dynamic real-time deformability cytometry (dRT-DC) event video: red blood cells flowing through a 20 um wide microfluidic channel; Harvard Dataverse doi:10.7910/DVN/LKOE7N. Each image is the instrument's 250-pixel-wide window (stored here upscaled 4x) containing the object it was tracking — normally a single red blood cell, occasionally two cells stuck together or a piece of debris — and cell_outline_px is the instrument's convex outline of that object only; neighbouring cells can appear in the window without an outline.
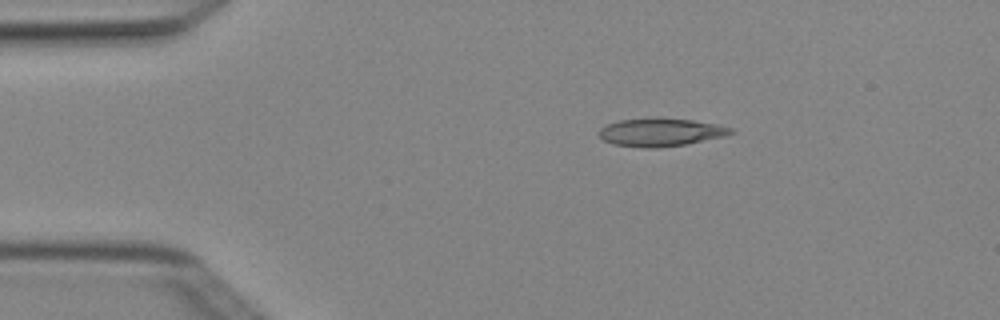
{"species": "Egyptian fruit bat (a non-hibernating species)", "species_latin": "Rousettus aegyptiacus", "temperature_condition": "cold", "stored_images_in_passage": 1, "camera_frame_rate_fps": 3000, "um_per_image_px": 0.085, "animal": {"sex": "female"}, "frame": {"image": 1, "passage_image": 1, "time_ms": 0.0, "image_size_px": [1000, 320], "cell_outline_px": [[736, 132], [724, 136], [688, 144], [656, 148], [644, 148], [612, 144], [604, 140], [596, 132], [600, 128], [608, 124], [620, 120], [692, 120], [716, 124], [732, 128]], "centroid_in_image_um": [56.16, 11.28], "position_along_channel_um": 28.8, "area_um2": 20.92}}